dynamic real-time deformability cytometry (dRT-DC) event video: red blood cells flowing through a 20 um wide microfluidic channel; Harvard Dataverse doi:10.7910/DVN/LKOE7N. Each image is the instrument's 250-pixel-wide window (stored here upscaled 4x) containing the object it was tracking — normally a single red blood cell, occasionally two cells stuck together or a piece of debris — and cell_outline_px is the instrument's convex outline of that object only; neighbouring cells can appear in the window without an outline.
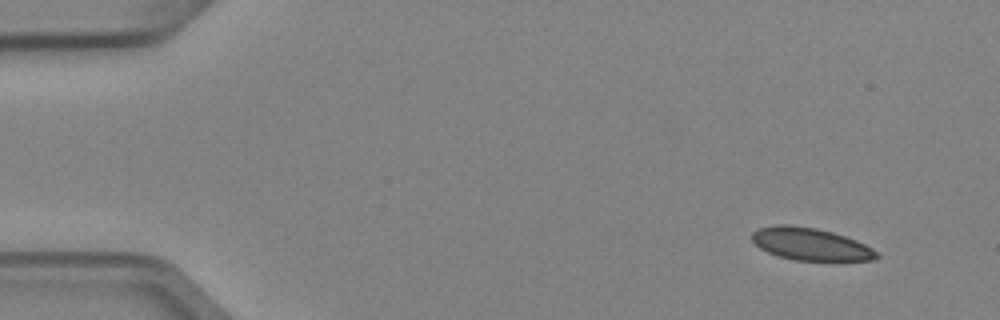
{"species": "Egyptian fruit bat (a non-hibernating species)", "species_latin": "Rousettus aegyptiacus", "temperature_condition": "cold", "stored_images_in_passage": 5, "segment_of_instrument_passage": [1, 2], "camera_frame_rate_fps": 3000, "um_per_image_px": 0.085, "animal": {"sex": "female"}, "frame": {"image": 1, "passage_image": 1, "time_ms": 0.0, "image_size_px": [1000, 320], "cell_outline_px": [[880, 256], [872, 260], [796, 260], [780, 256], [768, 252], [760, 248], [752, 240], [752, 232], [760, 228], [776, 224], [788, 224], [816, 228], [832, 232], [856, 240], [872, 248]], "centroid_in_image_um": [68.88, 20.73], "position_along_channel_um": 16.1, "area_um2": 23.24}}
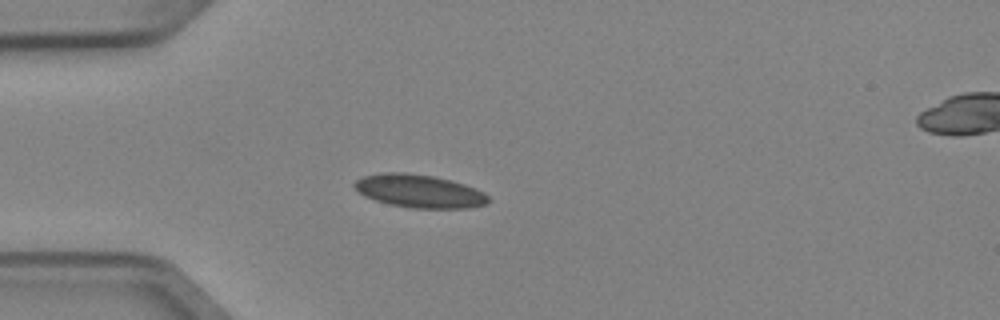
{"frame": {"image": 2, "passage_image": 4, "time_ms": 1.0, "image_size_px": [1000, 320], "cell_outline_px": [[492, 200], [488, 204], [468, 208], [412, 208], [388, 204], [364, 196], [352, 184], [356, 180], [364, 176], [380, 172], [404, 172], [432, 176], [452, 180], [476, 188], [484, 192]], "centroid_in_image_um": [35.67, 16.24], "position_along_channel_um": 49.3, "area_um2": 26.01}}